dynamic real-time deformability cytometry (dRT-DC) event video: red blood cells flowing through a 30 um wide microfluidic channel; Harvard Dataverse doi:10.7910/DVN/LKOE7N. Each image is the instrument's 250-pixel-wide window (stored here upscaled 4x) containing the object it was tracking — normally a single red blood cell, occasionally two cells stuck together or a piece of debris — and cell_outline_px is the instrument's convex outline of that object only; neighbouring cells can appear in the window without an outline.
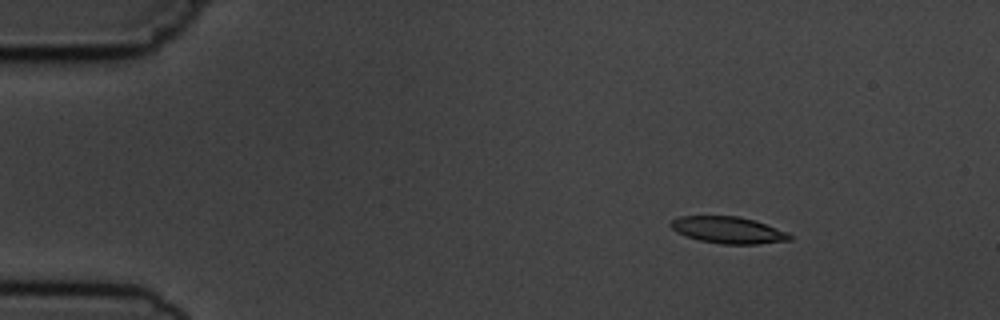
{"species": "common noctule bat (a hibernating species)", "species_latin": "Nyctalus noctula", "temperature_condition": "cold", "stored_images_in_passage": 4, "camera_frame_rate_fps": 3000, "um_per_image_px": 0.085, "animal": {"sex": "male", "body_mass_g": 19.5, "forearm_length_mm": 54.6}, "frame": {"image": 1, "passage_image": 2, "time_ms": 1.333, "image_size_px": [1000, 320], "cell_outline_px": [[792, 240], [756, 244], [720, 244], [700, 240], [676, 232], [668, 224], [672, 220], [680, 216], [736, 216], [756, 220], [788, 232], [792, 236]], "centroid_in_image_um": [61.92, 19.55], "position_along_channel_um": 23.1, "area_um2": 18.55}}